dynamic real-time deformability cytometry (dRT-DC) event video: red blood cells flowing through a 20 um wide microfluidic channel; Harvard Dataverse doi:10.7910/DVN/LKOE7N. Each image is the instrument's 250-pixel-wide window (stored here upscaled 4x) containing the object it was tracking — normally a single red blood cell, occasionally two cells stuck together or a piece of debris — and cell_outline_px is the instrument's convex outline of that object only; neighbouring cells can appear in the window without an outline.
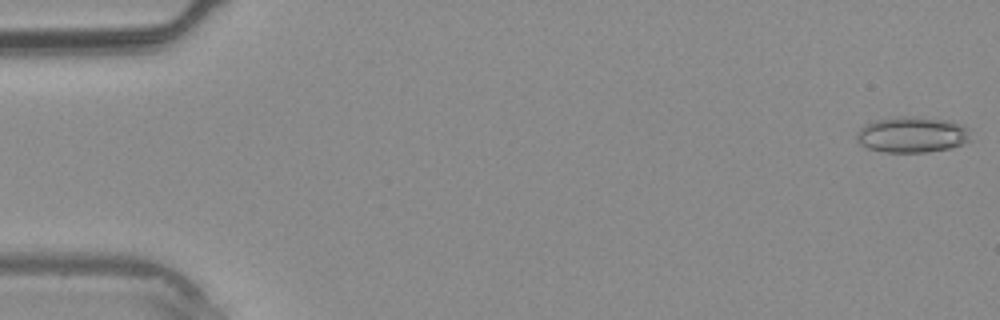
{"species": "common noctule bat (a hibernating species)", "species_latin": "Nyctalus noctula", "temperature_condition": "warm", "stored_images_in_passage": 38, "camera_frame_rate_fps": 3000, "um_per_image_px": 0.085, "animal": {"sex": "male", "body_mass_g": 20.4}, "frame": {"image": 1, "passage_image": 1, "time_ms": 0.0, "image_size_px": [1000, 320], "cell_outline_px": [[972, 140], [952, 148], [928, 152], [884, 152], [868, 148], [860, 144], [856, 140], [856, 132], [864, 124], [876, 120], [904, 116], [912, 116], [944, 120], [964, 124], [968, 128]], "centroid_in_image_um": [77.55, 11.45], "position_along_channel_um": 7.5, "area_um2": 24.04}}
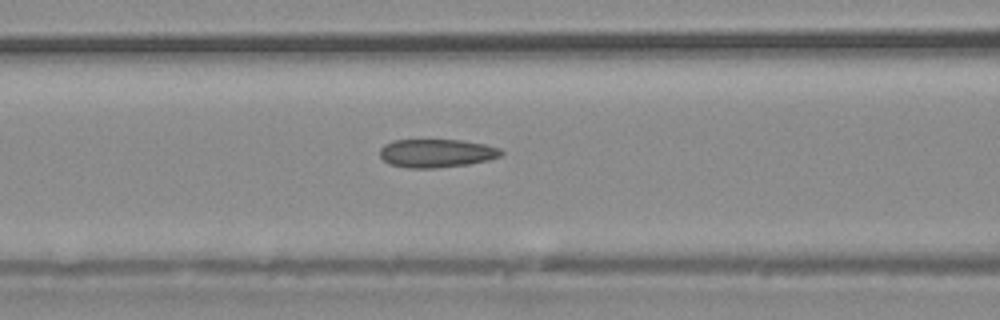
{"frame": {"image": 2, "passage_image": 16, "time_ms": 5.0, "image_size_px": [1000, 320], "cell_outline_px": [[504, 152], [500, 156], [488, 160], [468, 164], [436, 168], [408, 168], [388, 164], [380, 156], [380, 148], [384, 144], [392, 140], [464, 140], [484, 144], [500, 148]], "centroid_in_image_um": [37.09, 13.02], "position_along_channel_um": 129.5, "area_um2": 20.17}}
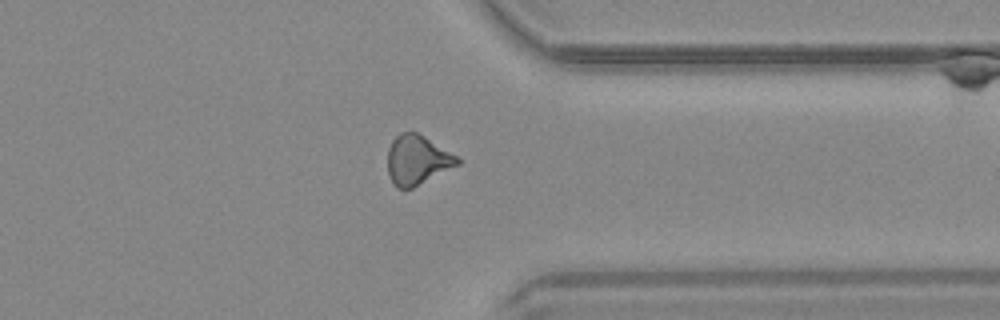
{"frame": {"image": 3, "passage_image": 30, "time_ms": 9.667, "image_size_px": [1000, 320], "cell_outline_px": [[460, 164], [404, 192], [396, 188], [392, 184], [388, 176], [388, 148], [392, 140], [400, 132], [416, 132], [424, 136], [456, 156], [460, 160]], "centroid_in_image_um": [35.41, 13.64], "position_along_channel_um": 376.0, "area_um2": 20.23}}